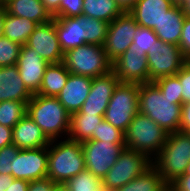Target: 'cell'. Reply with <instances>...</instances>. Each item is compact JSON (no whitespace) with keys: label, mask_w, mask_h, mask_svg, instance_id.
<instances>
[{"label":"cell","mask_w":190,"mask_h":191,"mask_svg":"<svg viewBox=\"0 0 190 191\" xmlns=\"http://www.w3.org/2000/svg\"><path fill=\"white\" fill-rule=\"evenodd\" d=\"M27 115L50 141L68 138L71 115L57 97L33 94L27 103Z\"/></svg>","instance_id":"6da1fadb"},{"label":"cell","mask_w":190,"mask_h":191,"mask_svg":"<svg viewBox=\"0 0 190 191\" xmlns=\"http://www.w3.org/2000/svg\"><path fill=\"white\" fill-rule=\"evenodd\" d=\"M139 113L148 116L168 133L180 131L182 105L163 96L154 82L139 85Z\"/></svg>","instance_id":"7a4b0ae2"},{"label":"cell","mask_w":190,"mask_h":191,"mask_svg":"<svg viewBox=\"0 0 190 191\" xmlns=\"http://www.w3.org/2000/svg\"><path fill=\"white\" fill-rule=\"evenodd\" d=\"M85 169L81 142L69 138L50 141L47 177L53 182L66 183Z\"/></svg>","instance_id":"3957f363"},{"label":"cell","mask_w":190,"mask_h":191,"mask_svg":"<svg viewBox=\"0 0 190 191\" xmlns=\"http://www.w3.org/2000/svg\"><path fill=\"white\" fill-rule=\"evenodd\" d=\"M189 161L190 136L176 131L168 134L166 143L152 160V165L159 171L163 181L169 185L184 174Z\"/></svg>","instance_id":"277c9868"},{"label":"cell","mask_w":190,"mask_h":191,"mask_svg":"<svg viewBox=\"0 0 190 191\" xmlns=\"http://www.w3.org/2000/svg\"><path fill=\"white\" fill-rule=\"evenodd\" d=\"M168 134L148 116L138 112L124 133L125 148L143 153L152 161L166 143Z\"/></svg>","instance_id":"5b68a950"},{"label":"cell","mask_w":190,"mask_h":191,"mask_svg":"<svg viewBox=\"0 0 190 191\" xmlns=\"http://www.w3.org/2000/svg\"><path fill=\"white\" fill-rule=\"evenodd\" d=\"M63 63L75 75L95 78L112 70V62L100 45L84 44L64 53Z\"/></svg>","instance_id":"8992f818"},{"label":"cell","mask_w":190,"mask_h":191,"mask_svg":"<svg viewBox=\"0 0 190 191\" xmlns=\"http://www.w3.org/2000/svg\"><path fill=\"white\" fill-rule=\"evenodd\" d=\"M139 84L119 82L109 101L104 120L124 133L139 112Z\"/></svg>","instance_id":"52a82bcc"},{"label":"cell","mask_w":190,"mask_h":191,"mask_svg":"<svg viewBox=\"0 0 190 191\" xmlns=\"http://www.w3.org/2000/svg\"><path fill=\"white\" fill-rule=\"evenodd\" d=\"M151 165L152 161L145 154L124 148L117 161L102 179V188L105 191L121 188Z\"/></svg>","instance_id":"ba28073f"},{"label":"cell","mask_w":190,"mask_h":191,"mask_svg":"<svg viewBox=\"0 0 190 191\" xmlns=\"http://www.w3.org/2000/svg\"><path fill=\"white\" fill-rule=\"evenodd\" d=\"M188 59L182 54L180 47L171 43H155L151 54H147L149 68V82H154L161 77L176 75Z\"/></svg>","instance_id":"9c48e42d"},{"label":"cell","mask_w":190,"mask_h":191,"mask_svg":"<svg viewBox=\"0 0 190 191\" xmlns=\"http://www.w3.org/2000/svg\"><path fill=\"white\" fill-rule=\"evenodd\" d=\"M81 145L86 170H89L101 180L106 176L125 148V144L92 139L82 142Z\"/></svg>","instance_id":"30bf717a"},{"label":"cell","mask_w":190,"mask_h":191,"mask_svg":"<svg viewBox=\"0 0 190 191\" xmlns=\"http://www.w3.org/2000/svg\"><path fill=\"white\" fill-rule=\"evenodd\" d=\"M138 26L129 12H123L108 25L103 48L111 62L126 52L133 44Z\"/></svg>","instance_id":"8fae6325"},{"label":"cell","mask_w":190,"mask_h":191,"mask_svg":"<svg viewBox=\"0 0 190 191\" xmlns=\"http://www.w3.org/2000/svg\"><path fill=\"white\" fill-rule=\"evenodd\" d=\"M15 179L34 181L47 177L48 146L35 149H20L11 162Z\"/></svg>","instance_id":"7c38bea8"},{"label":"cell","mask_w":190,"mask_h":191,"mask_svg":"<svg viewBox=\"0 0 190 191\" xmlns=\"http://www.w3.org/2000/svg\"><path fill=\"white\" fill-rule=\"evenodd\" d=\"M118 83V77L112 70L104 75L93 78L88 97L81 109L72 114H95V116H104Z\"/></svg>","instance_id":"4fadbf2b"},{"label":"cell","mask_w":190,"mask_h":191,"mask_svg":"<svg viewBox=\"0 0 190 191\" xmlns=\"http://www.w3.org/2000/svg\"><path fill=\"white\" fill-rule=\"evenodd\" d=\"M112 71L119 82L144 84L149 82V68L147 54L127 50L112 62Z\"/></svg>","instance_id":"5bb4252c"},{"label":"cell","mask_w":190,"mask_h":191,"mask_svg":"<svg viewBox=\"0 0 190 191\" xmlns=\"http://www.w3.org/2000/svg\"><path fill=\"white\" fill-rule=\"evenodd\" d=\"M26 45L36 50L49 64L63 62L64 52L61 50L55 29V18L38 25L29 36Z\"/></svg>","instance_id":"9a60e30c"},{"label":"cell","mask_w":190,"mask_h":191,"mask_svg":"<svg viewBox=\"0 0 190 191\" xmlns=\"http://www.w3.org/2000/svg\"><path fill=\"white\" fill-rule=\"evenodd\" d=\"M48 65L49 63L39 56L36 50L26 44L21 46L17 62L18 72L26 88L32 94L38 93Z\"/></svg>","instance_id":"2e32d148"},{"label":"cell","mask_w":190,"mask_h":191,"mask_svg":"<svg viewBox=\"0 0 190 191\" xmlns=\"http://www.w3.org/2000/svg\"><path fill=\"white\" fill-rule=\"evenodd\" d=\"M92 79L88 76L69 74L66 85L58 94L57 99L70 115L81 109L89 95Z\"/></svg>","instance_id":"e0dca14e"},{"label":"cell","mask_w":190,"mask_h":191,"mask_svg":"<svg viewBox=\"0 0 190 191\" xmlns=\"http://www.w3.org/2000/svg\"><path fill=\"white\" fill-rule=\"evenodd\" d=\"M32 96L19 75L17 65L0 67V102L11 100L27 104Z\"/></svg>","instance_id":"ac0fdd59"},{"label":"cell","mask_w":190,"mask_h":191,"mask_svg":"<svg viewBox=\"0 0 190 191\" xmlns=\"http://www.w3.org/2000/svg\"><path fill=\"white\" fill-rule=\"evenodd\" d=\"M13 144L19 149L46 147L50 140L27 114L12 128Z\"/></svg>","instance_id":"d6986e66"},{"label":"cell","mask_w":190,"mask_h":191,"mask_svg":"<svg viewBox=\"0 0 190 191\" xmlns=\"http://www.w3.org/2000/svg\"><path fill=\"white\" fill-rule=\"evenodd\" d=\"M173 5L170 0H139L129 13L139 26L154 29Z\"/></svg>","instance_id":"ffe728a7"},{"label":"cell","mask_w":190,"mask_h":191,"mask_svg":"<svg viewBox=\"0 0 190 191\" xmlns=\"http://www.w3.org/2000/svg\"><path fill=\"white\" fill-rule=\"evenodd\" d=\"M84 15L78 17L55 18L61 50H67L84 45L86 31L83 29Z\"/></svg>","instance_id":"44dd1931"},{"label":"cell","mask_w":190,"mask_h":191,"mask_svg":"<svg viewBox=\"0 0 190 191\" xmlns=\"http://www.w3.org/2000/svg\"><path fill=\"white\" fill-rule=\"evenodd\" d=\"M3 4L7 13L26 18L38 25L54 19L41 0H6Z\"/></svg>","instance_id":"7402d4cb"},{"label":"cell","mask_w":190,"mask_h":191,"mask_svg":"<svg viewBox=\"0 0 190 191\" xmlns=\"http://www.w3.org/2000/svg\"><path fill=\"white\" fill-rule=\"evenodd\" d=\"M184 19L181 7L173 5L153 31L162 42L179 46Z\"/></svg>","instance_id":"603a6c76"},{"label":"cell","mask_w":190,"mask_h":191,"mask_svg":"<svg viewBox=\"0 0 190 191\" xmlns=\"http://www.w3.org/2000/svg\"><path fill=\"white\" fill-rule=\"evenodd\" d=\"M70 72L63 62L51 63L46 67L42 83L37 94L57 97L66 85Z\"/></svg>","instance_id":"cb8c5ba5"},{"label":"cell","mask_w":190,"mask_h":191,"mask_svg":"<svg viewBox=\"0 0 190 191\" xmlns=\"http://www.w3.org/2000/svg\"><path fill=\"white\" fill-rule=\"evenodd\" d=\"M3 26V35L5 37L20 45H24L38 24L26 18L16 17L6 12Z\"/></svg>","instance_id":"d4e9b609"},{"label":"cell","mask_w":190,"mask_h":191,"mask_svg":"<svg viewBox=\"0 0 190 191\" xmlns=\"http://www.w3.org/2000/svg\"><path fill=\"white\" fill-rule=\"evenodd\" d=\"M103 119L104 116L95 114H71L68 138L81 143L91 139Z\"/></svg>","instance_id":"484cf974"},{"label":"cell","mask_w":190,"mask_h":191,"mask_svg":"<svg viewBox=\"0 0 190 191\" xmlns=\"http://www.w3.org/2000/svg\"><path fill=\"white\" fill-rule=\"evenodd\" d=\"M166 186L159 171L151 165L142 174L113 191H162Z\"/></svg>","instance_id":"4316f807"},{"label":"cell","mask_w":190,"mask_h":191,"mask_svg":"<svg viewBox=\"0 0 190 191\" xmlns=\"http://www.w3.org/2000/svg\"><path fill=\"white\" fill-rule=\"evenodd\" d=\"M123 11L115 0H84L82 15L111 23Z\"/></svg>","instance_id":"83f0119b"},{"label":"cell","mask_w":190,"mask_h":191,"mask_svg":"<svg viewBox=\"0 0 190 191\" xmlns=\"http://www.w3.org/2000/svg\"><path fill=\"white\" fill-rule=\"evenodd\" d=\"M27 114V104L19 101L0 102V124L13 128Z\"/></svg>","instance_id":"f1b7e54d"},{"label":"cell","mask_w":190,"mask_h":191,"mask_svg":"<svg viewBox=\"0 0 190 191\" xmlns=\"http://www.w3.org/2000/svg\"><path fill=\"white\" fill-rule=\"evenodd\" d=\"M109 23L84 15L85 44L103 46Z\"/></svg>","instance_id":"f546056e"},{"label":"cell","mask_w":190,"mask_h":191,"mask_svg":"<svg viewBox=\"0 0 190 191\" xmlns=\"http://www.w3.org/2000/svg\"><path fill=\"white\" fill-rule=\"evenodd\" d=\"M64 184L70 191H100L102 189V180L86 169Z\"/></svg>","instance_id":"4dcf8cb0"},{"label":"cell","mask_w":190,"mask_h":191,"mask_svg":"<svg viewBox=\"0 0 190 191\" xmlns=\"http://www.w3.org/2000/svg\"><path fill=\"white\" fill-rule=\"evenodd\" d=\"M158 39L153 29L138 26L133 38V44L128 49L151 54V50L154 48Z\"/></svg>","instance_id":"1f68e13d"},{"label":"cell","mask_w":190,"mask_h":191,"mask_svg":"<svg viewBox=\"0 0 190 191\" xmlns=\"http://www.w3.org/2000/svg\"><path fill=\"white\" fill-rule=\"evenodd\" d=\"M163 96L173 100V104L182 105V85L177 75L161 77L154 81Z\"/></svg>","instance_id":"d6a6232c"},{"label":"cell","mask_w":190,"mask_h":191,"mask_svg":"<svg viewBox=\"0 0 190 191\" xmlns=\"http://www.w3.org/2000/svg\"><path fill=\"white\" fill-rule=\"evenodd\" d=\"M21 46L4 35L0 36V67L17 65Z\"/></svg>","instance_id":"836d02e7"},{"label":"cell","mask_w":190,"mask_h":191,"mask_svg":"<svg viewBox=\"0 0 190 191\" xmlns=\"http://www.w3.org/2000/svg\"><path fill=\"white\" fill-rule=\"evenodd\" d=\"M91 139L124 144V132L103 119Z\"/></svg>","instance_id":"e575fe53"},{"label":"cell","mask_w":190,"mask_h":191,"mask_svg":"<svg viewBox=\"0 0 190 191\" xmlns=\"http://www.w3.org/2000/svg\"><path fill=\"white\" fill-rule=\"evenodd\" d=\"M19 148L14 145H8L0 149V174L12 175L11 162L19 152Z\"/></svg>","instance_id":"d590c367"},{"label":"cell","mask_w":190,"mask_h":191,"mask_svg":"<svg viewBox=\"0 0 190 191\" xmlns=\"http://www.w3.org/2000/svg\"><path fill=\"white\" fill-rule=\"evenodd\" d=\"M84 0H61L59 15L56 18L82 16Z\"/></svg>","instance_id":"8d00e7d4"},{"label":"cell","mask_w":190,"mask_h":191,"mask_svg":"<svg viewBox=\"0 0 190 191\" xmlns=\"http://www.w3.org/2000/svg\"><path fill=\"white\" fill-rule=\"evenodd\" d=\"M182 85V104L190 101V61L188 60L176 74Z\"/></svg>","instance_id":"74e56055"},{"label":"cell","mask_w":190,"mask_h":191,"mask_svg":"<svg viewBox=\"0 0 190 191\" xmlns=\"http://www.w3.org/2000/svg\"><path fill=\"white\" fill-rule=\"evenodd\" d=\"M180 50L182 54L189 60L190 59V17H185L182 28L180 43Z\"/></svg>","instance_id":"f35d334b"},{"label":"cell","mask_w":190,"mask_h":191,"mask_svg":"<svg viewBox=\"0 0 190 191\" xmlns=\"http://www.w3.org/2000/svg\"><path fill=\"white\" fill-rule=\"evenodd\" d=\"M55 182L49 177L29 181L28 191H53Z\"/></svg>","instance_id":"ab89813d"},{"label":"cell","mask_w":190,"mask_h":191,"mask_svg":"<svg viewBox=\"0 0 190 191\" xmlns=\"http://www.w3.org/2000/svg\"><path fill=\"white\" fill-rule=\"evenodd\" d=\"M171 191H190V174H183L169 184Z\"/></svg>","instance_id":"60d3db41"},{"label":"cell","mask_w":190,"mask_h":191,"mask_svg":"<svg viewBox=\"0 0 190 191\" xmlns=\"http://www.w3.org/2000/svg\"><path fill=\"white\" fill-rule=\"evenodd\" d=\"M13 144L12 128L0 124V149Z\"/></svg>","instance_id":"b9f144b4"},{"label":"cell","mask_w":190,"mask_h":191,"mask_svg":"<svg viewBox=\"0 0 190 191\" xmlns=\"http://www.w3.org/2000/svg\"><path fill=\"white\" fill-rule=\"evenodd\" d=\"M41 2L54 18L59 15L61 0H41Z\"/></svg>","instance_id":"7bdbcfd3"},{"label":"cell","mask_w":190,"mask_h":191,"mask_svg":"<svg viewBox=\"0 0 190 191\" xmlns=\"http://www.w3.org/2000/svg\"><path fill=\"white\" fill-rule=\"evenodd\" d=\"M29 181L14 179L12 184L5 191H28Z\"/></svg>","instance_id":"ee69618b"},{"label":"cell","mask_w":190,"mask_h":191,"mask_svg":"<svg viewBox=\"0 0 190 191\" xmlns=\"http://www.w3.org/2000/svg\"><path fill=\"white\" fill-rule=\"evenodd\" d=\"M123 12H129L139 0H115Z\"/></svg>","instance_id":"f6af8a7d"},{"label":"cell","mask_w":190,"mask_h":191,"mask_svg":"<svg viewBox=\"0 0 190 191\" xmlns=\"http://www.w3.org/2000/svg\"><path fill=\"white\" fill-rule=\"evenodd\" d=\"M15 178L12 175L0 174V191H5Z\"/></svg>","instance_id":"bcb514c9"},{"label":"cell","mask_w":190,"mask_h":191,"mask_svg":"<svg viewBox=\"0 0 190 191\" xmlns=\"http://www.w3.org/2000/svg\"><path fill=\"white\" fill-rule=\"evenodd\" d=\"M190 123V103L185 102L182 104L181 122Z\"/></svg>","instance_id":"7dc6e473"},{"label":"cell","mask_w":190,"mask_h":191,"mask_svg":"<svg viewBox=\"0 0 190 191\" xmlns=\"http://www.w3.org/2000/svg\"><path fill=\"white\" fill-rule=\"evenodd\" d=\"M5 14H6V10H5V6L3 3H0V36L3 35V21L5 18Z\"/></svg>","instance_id":"c3c4849f"},{"label":"cell","mask_w":190,"mask_h":191,"mask_svg":"<svg viewBox=\"0 0 190 191\" xmlns=\"http://www.w3.org/2000/svg\"><path fill=\"white\" fill-rule=\"evenodd\" d=\"M182 12L184 13L185 17H190V0H187L182 6H181Z\"/></svg>","instance_id":"681fc988"},{"label":"cell","mask_w":190,"mask_h":191,"mask_svg":"<svg viewBox=\"0 0 190 191\" xmlns=\"http://www.w3.org/2000/svg\"><path fill=\"white\" fill-rule=\"evenodd\" d=\"M53 191H70L64 183H55Z\"/></svg>","instance_id":"f907efd6"},{"label":"cell","mask_w":190,"mask_h":191,"mask_svg":"<svg viewBox=\"0 0 190 191\" xmlns=\"http://www.w3.org/2000/svg\"><path fill=\"white\" fill-rule=\"evenodd\" d=\"M180 131L190 136V123H180Z\"/></svg>","instance_id":"816d5d0a"},{"label":"cell","mask_w":190,"mask_h":191,"mask_svg":"<svg viewBox=\"0 0 190 191\" xmlns=\"http://www.w3.org/2000/svg\"><path fill=\"white\" fill-rule=\"evenodd\" d=\"M187 0H175V5L181 7Z\"/></svg>","instance_id":"f5cc1de1"},{"label":"cell","mask_w":190,"mask_h":191,"mask_svg":"<svg viewBox=\"0 0 190 191\" xmlns=\"http://www.w3.org/2000/svg\"><path fill=\"white\" fill-rule=\"evenodd\" d=\"M184 174H190V161L187 164V167H186V170H185Z\"/></svg>","instance_id":"db71d44e"},{"label":"cell","mask_w":190,"mask_h":191,"mask_svg":"<svg viewBox=\"0 0 190 191\" xmlns=\"http://www.w3.org/2000/svg\"><path fill=\"white\" fill-rule=\"evenodd\" d=\"M162 191H171L169 185H167Z\"/></svg>","instance_id":"11a10c76"}]
</instances>
